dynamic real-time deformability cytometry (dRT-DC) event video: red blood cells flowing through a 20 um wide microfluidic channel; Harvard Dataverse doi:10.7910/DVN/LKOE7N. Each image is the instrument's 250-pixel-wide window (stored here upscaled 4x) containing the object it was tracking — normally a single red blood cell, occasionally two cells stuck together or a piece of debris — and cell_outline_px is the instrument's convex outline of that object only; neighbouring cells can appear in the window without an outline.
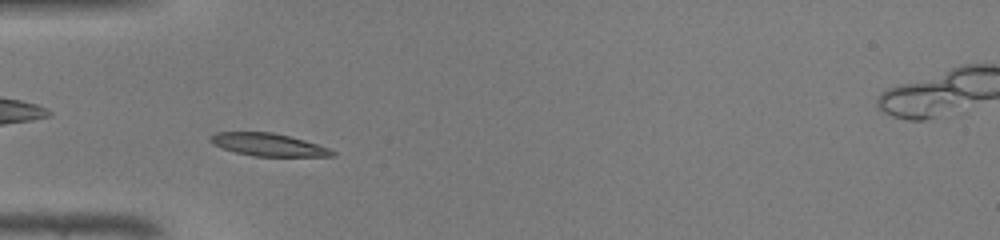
{"species": "common noctule bat (a hibernating species)", "species_latin": "Nyctalus noctula", "temperature_condition": "warm", "stored_images_in_passage": 39, "camera_frame_rate_fps": 3000, "um_per_image_px": 0.085, "animal": {"sex": "male", "body_mass_g": 19.0, "forearm_length_mm": 50.8}, "frame": {"image": 1, "passage_image": 7, "time_ms": 2.0, "image_size_px": [1000, 240], "cell_outline_px": [[336, 156], [252, 156], [220, 148], [212, 144], [208, 140], [208, 136], [216, 132], [272, 132], [304, 140], [328, 148], [336, 152]], "centroid_in_image_um": [22.73, 12.29], "position_along_channel_um": 62.3, "area_um2": 16.13}}
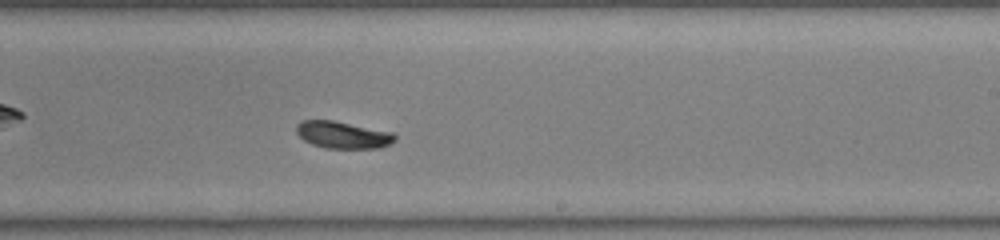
{"frame": {"image": 2, "passage_image": 21, "time_ms": 6.667, "image_size_px": [1000, 240], "cell_outline_px": [[396, 140], [380, 148], [324, 148], [312, 144], [304, 140], [296, 132], [296, 124], [304, 120], [332, 120], [392, 132], [396, 136]], "centroid_in_image_um": [29.13, 11.47], "position_along_channel_um": 259.9, "area_um2": 15.43}}
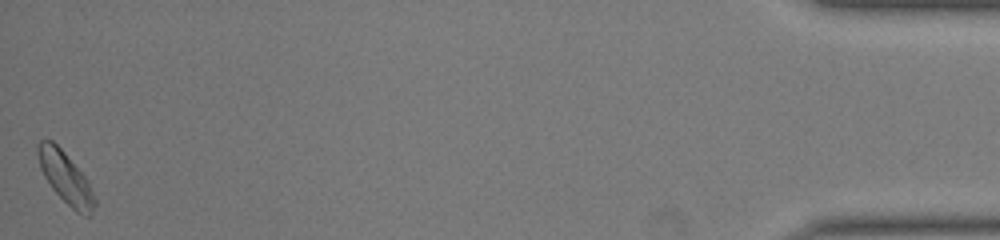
{"frame": {"image": 3, "passage_image": 39, "time_ms": 12.667, "image_size_px": [1000, 240], "cell_outline_px": [[96, 204], [92, 212], [88, 216], [76, 212], [52, 188], [44, 176], [40, 168], [36, 152], [36, 144], [40, 140], [52, 140], [64, 152], [88, 180], [96, 200]], "centroid_in_image_um": [5.56, 15.08], "position_along_channel_um": 429.6, "area_um2": 16.88}, "authors_computed_cell_mechanics": {"area_um2": 15.8372, "velocity_mm_per_s": 4.316, "shape_relaxation_time_tau1_ms": 1.5579, "shape_relaxation_time_tau2_ms": null, "deformation_change_tau1": 0.1452, "deformation_change_tau2": null}}